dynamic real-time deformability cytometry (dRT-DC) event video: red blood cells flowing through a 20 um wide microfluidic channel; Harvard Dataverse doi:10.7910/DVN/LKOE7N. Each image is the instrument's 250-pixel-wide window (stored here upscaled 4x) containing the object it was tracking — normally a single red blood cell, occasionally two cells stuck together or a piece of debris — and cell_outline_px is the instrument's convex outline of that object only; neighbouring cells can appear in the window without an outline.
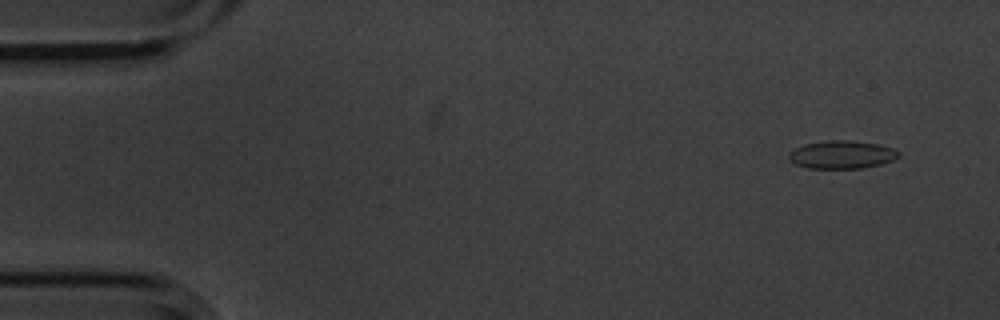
{"species": "common noctule bat (a hibernating species)", "species_latin": "Nyctalus noctula", "temperature_condition": "cold", "stored_images_in_passage": 6, "camera_frame_rate_fps": 3000, "um_per_image_px": 0.085, "animal": {"sex": "male", "body_mass_g": 20.1, "forearm_length_mm": 53.5}, "frame": {"image": 1, "passage_image": 2, "time_ms": 0.333, "image_size_px": [1000, 320], "cell_outline_px": [[900, 156], [892, 160], [880, 164], [864, 168], [808, 168], [796, 164], [788, 156], [788, 152], [792, 148], [804, 144], [828, 140], [852, 140], [880, 144], [892, 148], [900, 152]], "centroid_in_image_um": [71.55, 13.13], "position_along_channel_um": 13.4, "area_um2": 18.03}}
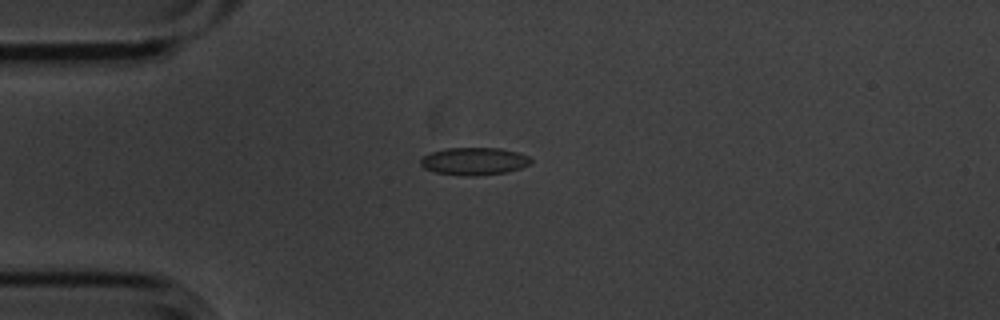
{"frame": {"image": 2, "passage_image": 5, "time_ms": 1.333, "image_size_px": [1000, 320], "cell_outline_px": [[532, 164], [520, 168], [504, 172], [476, 176], [464, 176], [436, 172], [424, 168], [420, 164], [420, 160], [424, 156], [432, 152], [444, 148], [500, 148], [520, 152], [528, 156], [532, 160]], "centroid_in_image_um": [40.32, 13.7], "position_along_channel_um": 44.7, "area_um2": 17.74}}
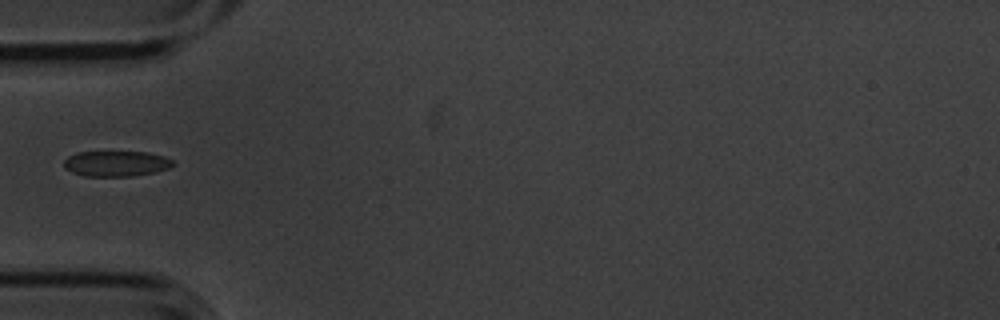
{"frame": {"image": 3, "passage_image": 6, "time_ms": 1.667, "image_size_px": [1000, 320], "cell_outline_px": [[176, 164], [168, 168], [156, 172], [132, 176], [84, 176], [72, 172], [64, 168], [64, 160], [68, 156], [76, 152], [148, 152], [164, 156], [172, 160]], "centroid_in_image_um": [9.87, 13.9], "position_along_channel_um": 75.1, "area_um2": 16.3}}